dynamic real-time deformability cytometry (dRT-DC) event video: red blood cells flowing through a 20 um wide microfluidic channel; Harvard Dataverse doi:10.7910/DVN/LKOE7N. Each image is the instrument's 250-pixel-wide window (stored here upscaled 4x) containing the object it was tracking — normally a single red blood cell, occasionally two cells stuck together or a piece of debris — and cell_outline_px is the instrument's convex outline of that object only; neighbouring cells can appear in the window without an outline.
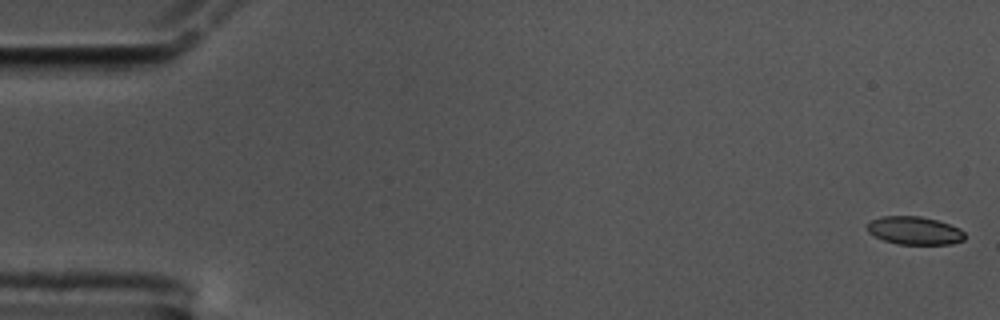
{"species": "common noctule bat (a hibernating species)", "species_latin": "Nyctalus noctula", "temperature_condition": "cold", "stored_images_in_passage": 59, "camera_frame_rate_fps": 3000, "um_per_image_px": 0.085, "animal": {"sex": "male", "body_mass_g": 17.5, "forearm_length_mm": 52.3}, "frame": {"image": 1, "passage_image": 1, "time_ms": 0.0, "image_size_px": [1000, 320], "cell_outline_px": [[964, 240], [952, 244], [896, 244], [884, 240], [868, 232], [868, 224], [872, 220], [884, 216], [920, 216], [936, 220], [960, 228], [964, 232]], "centroid_in_image_um": [77.76, 19.6], "position_along_channel_um": 7.2, "area_um2": 15.78}}
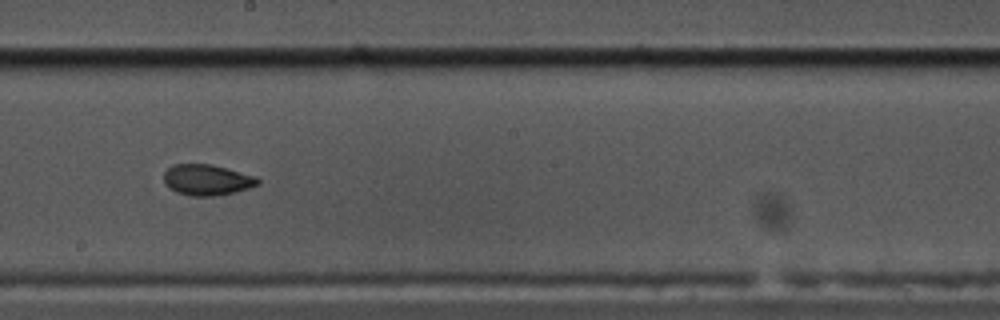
{"frame": {"image": 2, "passage_image": 33, "time_ms": 10.667, "image_size_px": [1000, 320], "cell_outline_px": [[260, 184], [248, 188], [216, 196], [192, 196], [176, 192], [168, 188], [164, 184], [164, 172], [172, 164], [212, 164], [256, 176], [260, 180]], "centroid_in_image_um": [17.57, 15.28], "position_along_channel_um": 230.6, "area_um2": 16.99}}
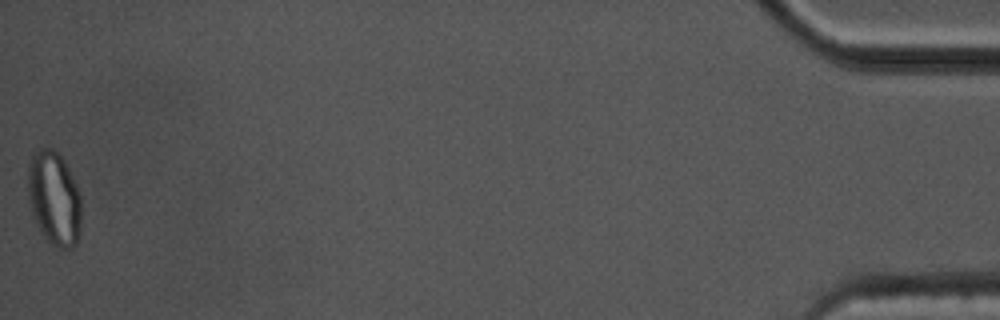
{"frame": {"image": 3, "passage_image": 59, "time_ms": 19.333, "image_size_px": [1000, 320], "cell_outline_px": [[80, 232], [76, 244], [72, 248], [60, 248], [52, 244], [40, 232], [32, 216], [28, 200], [28, 164], [36, 148], [52, 148], [64, 160], [80, 192]], "centroid_in_image_um": [4.58, 16.86], "position_along_channel_um": 430.6, "area_um2": 29.48}, "authors_computed_cell_mechanics": {"area_um2": 17.1666, "velocity_mm_per_s": 3.4288, "shape_relaxation_time_tau1_ms": 4.8929, "shape_relaxation_time_tau2_ms": 1.8836, "deformation_change_tau1": 0.1431, "deformation_change_tau2": 0.0535}}